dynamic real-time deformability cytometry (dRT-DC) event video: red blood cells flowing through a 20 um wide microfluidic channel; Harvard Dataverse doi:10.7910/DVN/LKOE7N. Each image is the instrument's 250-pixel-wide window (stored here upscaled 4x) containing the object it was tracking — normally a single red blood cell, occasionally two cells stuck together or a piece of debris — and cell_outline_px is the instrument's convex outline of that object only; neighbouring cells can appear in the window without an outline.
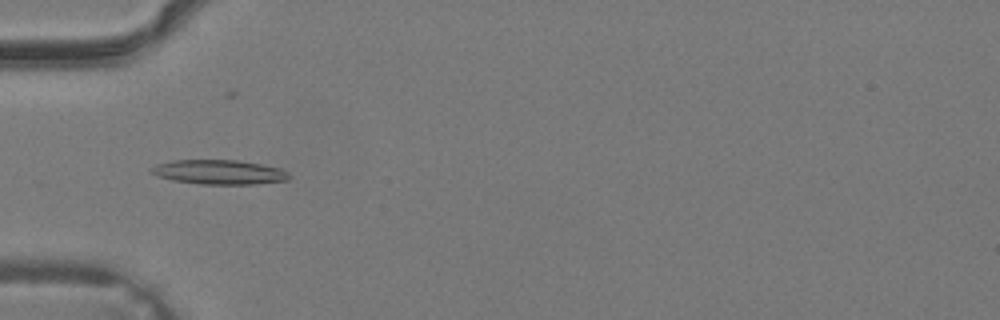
{"species": "common noctule bat (a hibernating species)", "species_latin": "Nyctalus noctula", "temperature_condition": "warm", "stored_images_in_passage": 27, "camera_frame_rate_fps": 3000, "um_per_image_px": 0.085, "animal": {"sex": "male", "body_mass_g": 19.2, "forearm_length_mm": 51.8}, "frame": {"image": 1, "passage_image": 5, "time_ms": 1.333, "image_size_px": [1000, 320], "cell_outline_px": [[292, 176], [288, 180], [256, 184], [200, 184], [172, 180], [156, 176], [148, 168], [156, 164], [172, 160], [236, 160], [260, 164], [280, 168], [288, 172]], "centroid_in_image_um": [18.62, 14.63], "position_along_channel_um": 66.4, "area_um2": 19.77}}
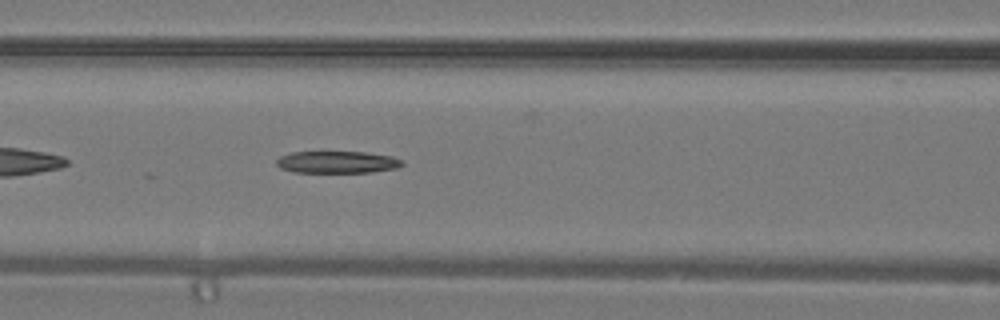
{"frame": {"image": 2, "passage_image": 9, "time_ms": 2.667, "image_size_px": [1000, 320], "cell_outline_px": [[404, 164], [396, 168], [372, 172], [296, 172], [280, 168], [276, 164], [276, 160], [280, 156], [292, 152], [364, 152], [392, 156], [404, 160]], "centroid_in_image_um": [28.68, 13.78], "position_along_channel_um": 137.9, "area_um2": 16.13}}
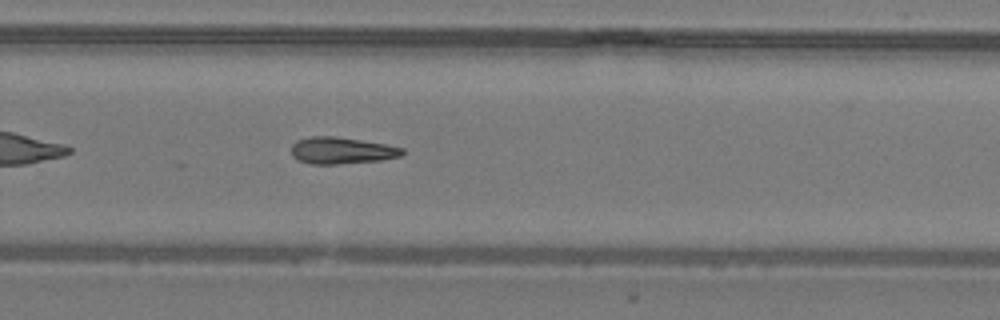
{"frame": {"image": 3, "passage_image": 18, "time_ms": 5.667, "image_size_px": [1000, 320], "cell_outline_px": [[404, 152], [400, 156], [384, 160], [336, 164], [308, 164], [296, 160], [292, 156], [292, 144], [296, 140], [312, 136], [336, 136], [388, 144], [404, 148]], "centroid_in_image_um": [29.03, 12.79], "position_along_channel_um": 300.8, "area_um2": 17.57}}